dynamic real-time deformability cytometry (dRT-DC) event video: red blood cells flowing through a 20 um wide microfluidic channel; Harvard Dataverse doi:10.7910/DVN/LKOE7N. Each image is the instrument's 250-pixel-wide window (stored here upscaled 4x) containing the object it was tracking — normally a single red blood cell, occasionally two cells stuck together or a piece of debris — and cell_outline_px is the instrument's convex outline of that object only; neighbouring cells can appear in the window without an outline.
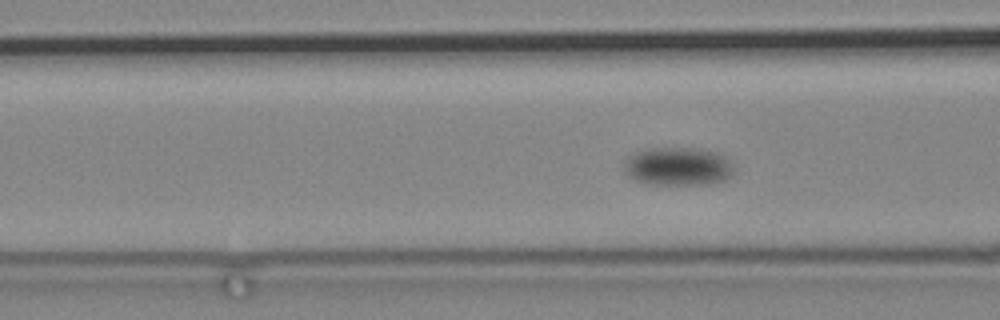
{"species": "common noctule bat (a hibernating species)", "species_latin": "Nyctalus noctula", "temperature_condition": "cold", "stored_images_in_passage": 109, "camera_frame_rate_fps": 3000, "um_per_image_px": 0.085, "animal": {"sex": "male", "body_mass_g": 19.2, "forearm_length_mm": 51.8}, "frame": {"image": 1, "passage_image": 55, "time_ms": 18.0, "image_size_px": [1000, 320], "cell_outline_px": [[732, 172], [724, 180], [704, 184], [644, 184], [628, 176], [624, 172], [624, 160], [628, 156], [644, 148], [692, 148], [720, 152], [732, 164]], "centroid_in_image_um": [57.56, 14.13], "position_along_channel_um": 109.0, "area_um2": 24.57}}
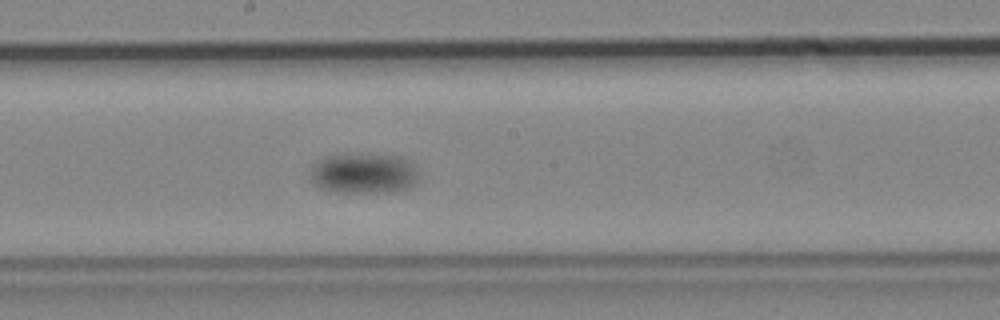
{"frame": {"image": 2, "passage_image": 69, "time_ms": 22.667, "image_size_px": [1000, 320], "cell_outline_px": [[420, 180], [416, 184], [408, 188], [396, 192], [328, 192], [320, 188], [308, 176], [316, 160], [324, 156], [348, 152], [400, 156], [416, 164]], "centroid_in_image_um": [30.93, 14.71], "position_along_channel_um": 217.3, "area_um2": 26.7}}
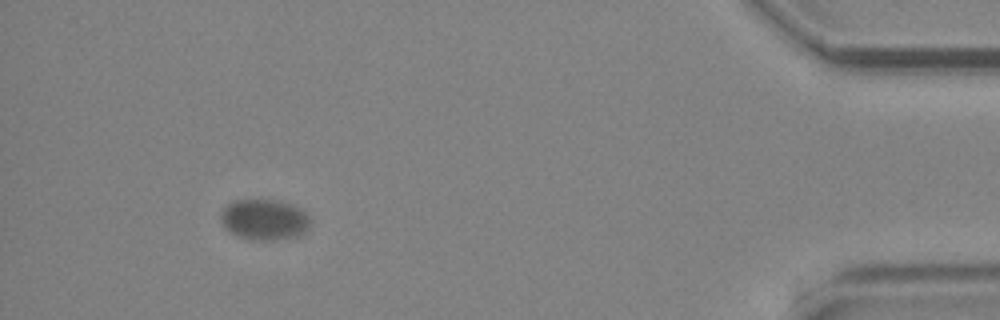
{"frame": {"image": 3, "passage_image": 102, "time_ms": 33.667, "image_size_px": [1000, 320], "cell_outline_px": [[308, 228], [300, 236], [272, 240], [252, 240], [228, 232], [224, 228], [220, 220], [220, 216], [224, 208], [228, 204], [236, 200], [280, 200], [300, 208], [308, 216]], "centroid_in_image_um": [22.44, 18.67], "position_along_channel_um": 412.8, "area_um2": 21.21}}